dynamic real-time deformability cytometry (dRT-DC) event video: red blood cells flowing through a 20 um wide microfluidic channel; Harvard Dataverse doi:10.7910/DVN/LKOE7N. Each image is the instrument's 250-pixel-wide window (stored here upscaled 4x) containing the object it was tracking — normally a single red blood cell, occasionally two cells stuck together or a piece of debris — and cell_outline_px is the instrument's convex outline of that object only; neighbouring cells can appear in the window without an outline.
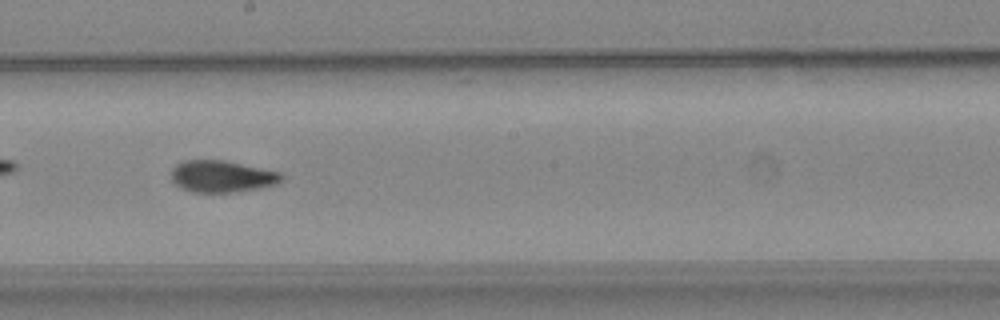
{"species": "common noctule bat (a hibernating species)", "species_latin": "Nyctalus noctula", "temperature_condition": "warm", "stored_images_in_passage": 53, "camera_frame_rate_fps": 3000, "um_per_image_px": 0.085, "animal": {"sex": "female", "body_mass_g": 24.6, "forearm_length_mm": 56.2}, "frame": {"image": 1, "passage_image": 31, "time_ms": 10.0, "image_size_px": [1000, 320], "cell_outline_px": [[284, 176], [276, 184], [260, 188], [236, 192], [192, 192], [180, 188], [172, 180], [172, 168], [176, 164], [184, 160], [224, 160], [280, 172]], "centroid_in_image_um": [18.84, 14.99], "position_along_channel_um": 229.4, "area_um2": 20.4}}
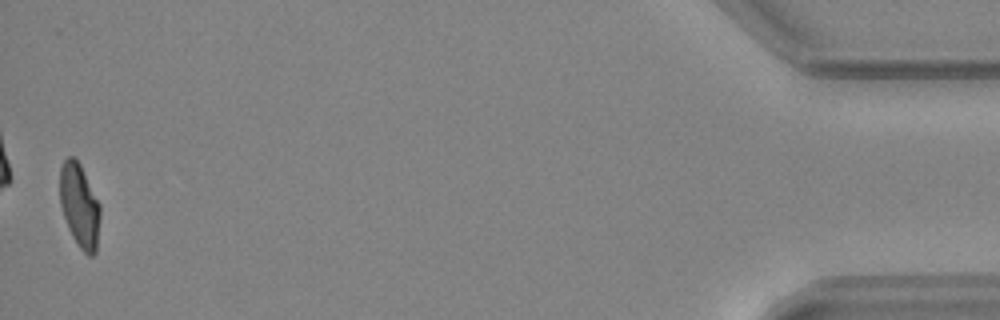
{"frame": {"image": 2, "passage_image": 53, "time_ms": 17.333, "image_size_px": [1000, 320], "cell_outline_px": [[100, 216], [96, 252], [92, 256], [88, 256], [80, 248], [72, 236], [68, 228], [60, 204], [60, 168], [64, 160], [68, 156], [72, 156], [80, 164], [100, 204]], "centroid_in_image_um": [6.76, 17.49], "position_along_channel_um": 428.4, "area_um2": 19.59}, "authors_computed_cell_mechanics": {"area_um2": 20.23, "velocity_mm_per_s": 3.9588, "shape_relaxation_time_tau1_ms": 5.7565, "shape_relaxation_time_tau2_ms": 1.7076, "deformation_change_tau1": 0.1938, "deformation_change_tau2": 0.0613}}